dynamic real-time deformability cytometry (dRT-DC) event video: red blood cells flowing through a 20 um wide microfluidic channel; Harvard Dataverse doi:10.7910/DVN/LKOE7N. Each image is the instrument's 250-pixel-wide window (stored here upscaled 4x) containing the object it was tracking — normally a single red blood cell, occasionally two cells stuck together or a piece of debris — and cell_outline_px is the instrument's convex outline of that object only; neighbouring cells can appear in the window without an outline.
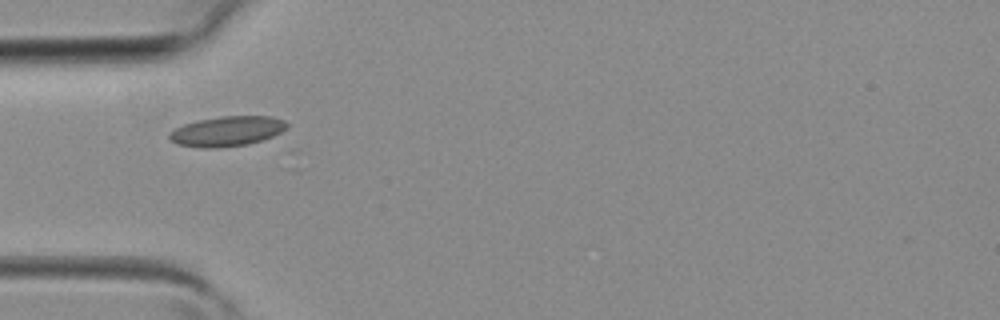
{"species": "common noctule bat (a hibernating species)", "species_latin": "Nyctalus noctula", "temperature_condition": "room temperature", "stored_images_in_passage": 3, "camera_frame_rate_fps": 3000, "um_per_image_px": 0.085, "animal": {"sex": "female", "body_mass_g": 19.3, "forearm_length_mm": 54.1}, "frame": {"image": 1, "passage_image": 3, "time_ms": 0.667, "image_size_px": [1000, 320], "cell_outline_px": [[288, 128], [272, 136], [248, 144], [216, 148], [204, 148], [176, 144], [168, 136], [168, 132], [184, 124], [200, 120], [220, 116], [272, 116], [284, 120], [288, 124]], "centroid_in_image_um": [19.3, 11.15], "position_along_channel_um": 65.7, "area_um2": 20.46}}